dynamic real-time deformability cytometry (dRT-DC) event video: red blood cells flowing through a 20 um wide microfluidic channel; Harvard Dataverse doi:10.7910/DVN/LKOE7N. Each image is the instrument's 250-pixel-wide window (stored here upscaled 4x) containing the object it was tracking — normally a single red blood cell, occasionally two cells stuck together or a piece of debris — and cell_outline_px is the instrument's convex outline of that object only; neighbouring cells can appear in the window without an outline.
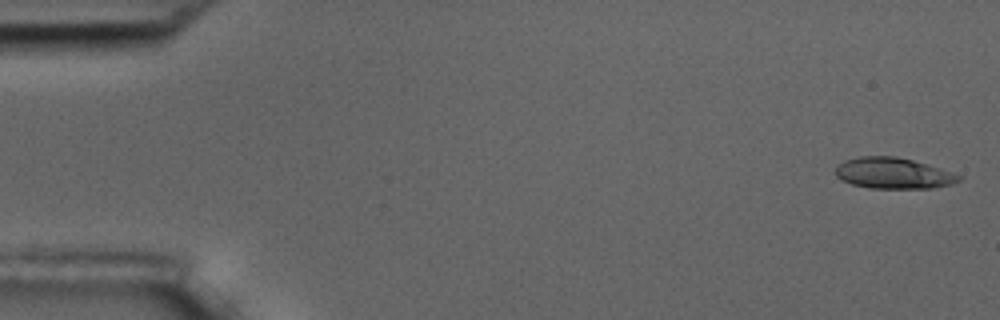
{"species": "common noctule bat (a hibernating species)", "species_latin": "Nyctalus noctula", "temperature_condition": "room temperature", "stored_images_in_passage": 6, "camera_frame_rate_fps": 3000, "um_per_image_px": 0.085, "animal": {"sex": "male", "body_mass_g": 17.5, "forearm_length_mm": 52.3}, "frame": {"image": 1, "passage_image": 1, "time_ms": 0.0, "image_size_px": [1000, 320], "cell_outline_px": [[964, 176], [960, 180], [952, 184], [932, 188], [868, 188], [852, 184], [836, 176], [836, 168], [844, 160], [860, 156], [896, 156], [928, 164]], "centroid_in_image_um": [75.96, 14.72], "position_along_channel_um": 9.0, "area_um2": 22.25}}
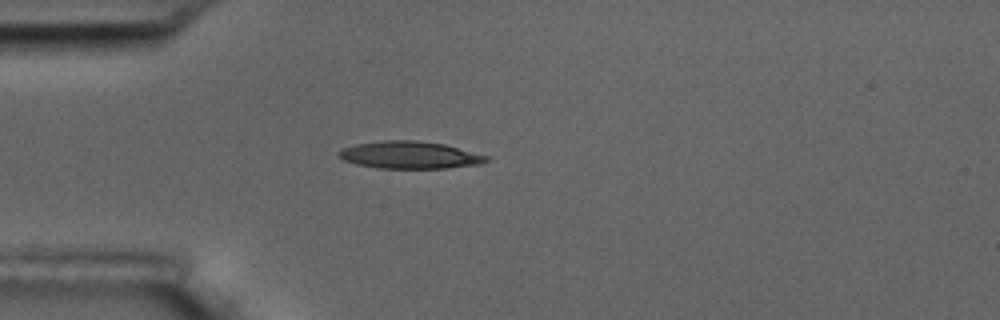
{"frame": {"image": 2, "passage_image": 5, "time_ms": 4.667, "image_size_px": [1000, 320], "cell_outline_px": [[488, 160], [480, 164], [444, 168], [380, 168], [356, 164], [344, 160], [336, 156], [336, 152], [344, 148], [356, 144], [380, 140], [416, 140], [444, 144], [488, 156]], "centroid_in_image_um": [34.78, 13.17], "position_along_channel_um": 50.2, "area_um2": 23.41}}